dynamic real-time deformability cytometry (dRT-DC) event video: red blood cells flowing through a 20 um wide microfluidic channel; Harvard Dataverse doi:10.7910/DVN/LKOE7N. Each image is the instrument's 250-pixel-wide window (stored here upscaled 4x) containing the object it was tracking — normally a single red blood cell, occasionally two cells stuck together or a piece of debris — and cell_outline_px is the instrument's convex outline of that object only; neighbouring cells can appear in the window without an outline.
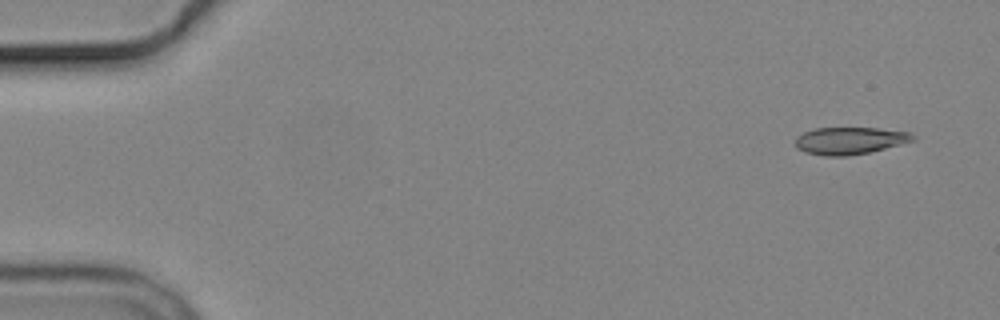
{"species": "common noctule bat (a hibernating species)", "species_latin": "Nyctalus noctula", "temperature_condition": "cold", "stored_images_in_passage": 4, "camera_frame_rate_fps": 3000, "um_per_image_px": 0.085, "animal": {"sex": "male", "body_mass_g": 19.2, "forearm_length_mm": 51.8}, "frame": {"image": 1, "passage_image": 1, "time_ms": 0.0, "image_size_px": [1000, 320], "cell_outline_px": [[916, 136], [912, 140], [884, 148], [868, 152], [848, 156], [824, 156], [804, 152], [796, 148], [796, 136], [804, 132], [816, 128], [876, 128], [908, 132]], "centroid_in_image_um": [72.16, 11.96], "position_along_channel_um": 12.8, "area_um2": 18.38}}